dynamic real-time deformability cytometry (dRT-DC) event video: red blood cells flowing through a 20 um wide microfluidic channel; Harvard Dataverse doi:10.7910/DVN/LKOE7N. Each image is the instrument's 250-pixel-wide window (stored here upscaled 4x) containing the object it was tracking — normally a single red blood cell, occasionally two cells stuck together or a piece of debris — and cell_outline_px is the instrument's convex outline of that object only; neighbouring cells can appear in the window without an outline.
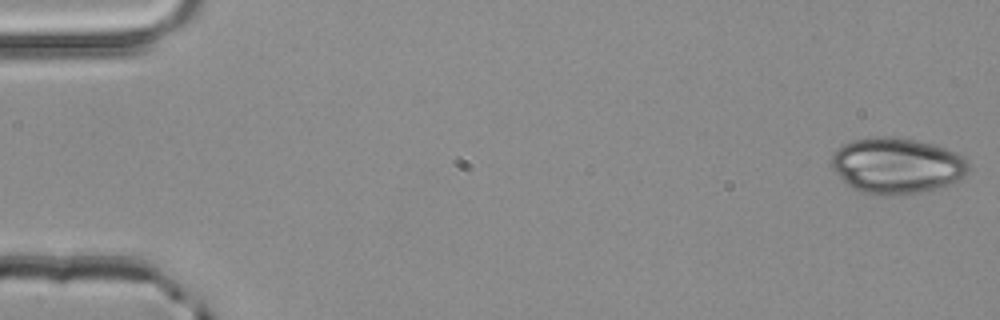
{"species": "common noctule bat (a hibernating species)", "species_latin": "Nyctalus noctula", "temperature_condition": "room temperature", "stored_images_in_passage": 51, "camera_frame_rate_fps": 3000, "um_per_image_px": 0.085, "animal": {"sex": "male", "body_mass_g": 20.4}, "frame": {"image": 1, "passage_image": 1, "time_ms": 0.0, "image_size_px": [1000, 320], "cell_outline_px": [[968, 172], [964, 176], [948, 184], [936, 188], [920, 192], [860, 192], [848, 184], [832, 168], [832, 156], [840, 144], [852, 140], [876, 136], [888, 136], [916, 140], [944, 148], [956, 152], [964, 156], [968, 160]], "centroid_in_image_um": [76.23, 14.02], "position_along_channel_um": 8.8, "area_um2": 43.58}}
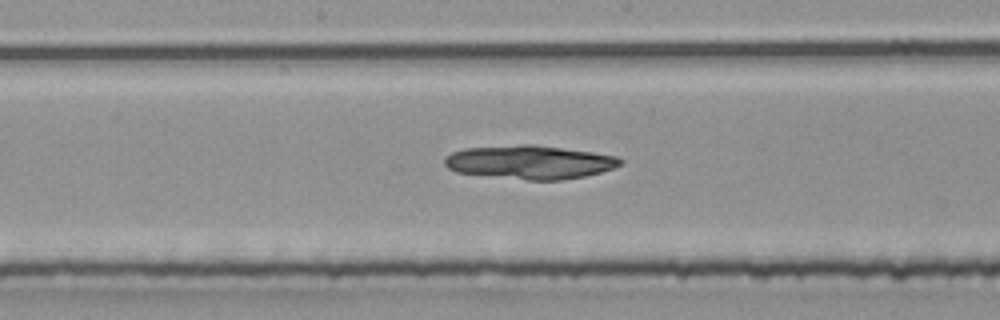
{"frame": {"image": 2, "passage_image": 27, "time_ms": 8.667, "image_size_px": [1000, 320], "cell_outline_px": [[624, 160], [620, 164], [612, 168], [600, 172], [584, 176], [560, 180], [528, 180], [456, 172], [448, 168], [444, 164], [444, 160], [452, 152], [464, 148], [520, 144], [536, 144], [592, 152], [616, 156]], "centroid_in_image_um": [45.02, 13.77], "position_along_channel_um": 203.2, "area_um2": 34.33}}
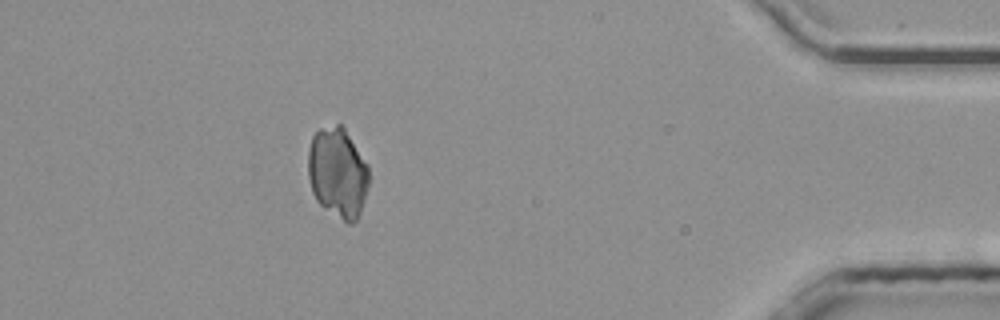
{"frame": {"image": 3, "passage_image": 46, "time_ms": 15.0, "image_size_px": [1000, 320], "cell_outline_px": [[368, 184], [364, 200], [360, 212], [356, 220], [352, 224], [348, 224], [324, 208], [316, 200], [312, 192], [308, 176], [308, 148], [312, 136], [320, 128], [336, 124], [340, 124], [344, 128], [368, 164]], "centroid_in_image_um": [28.69, 14.68], "position_along_channel_um": 406.5, "area_um2": 32.02}}